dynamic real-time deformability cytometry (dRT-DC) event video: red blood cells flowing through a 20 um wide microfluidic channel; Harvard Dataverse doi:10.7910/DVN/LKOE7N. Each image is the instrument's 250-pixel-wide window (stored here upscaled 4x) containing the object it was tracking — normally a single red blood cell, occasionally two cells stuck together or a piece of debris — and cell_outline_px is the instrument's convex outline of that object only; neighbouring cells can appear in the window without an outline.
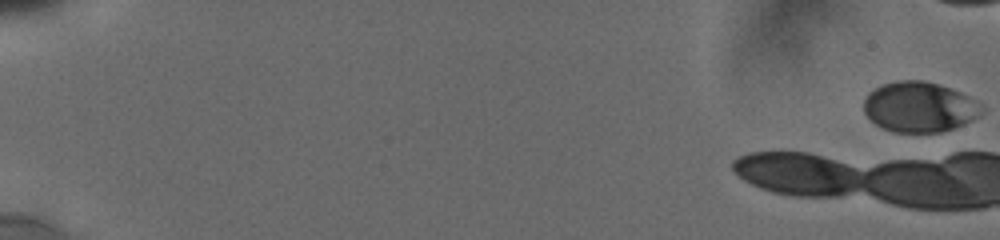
{"species": "human", "species_latin": "Homo sapiens", "temperature_condition": "cold", "stored_images_in_passage": 24, "camera_frame_rate_fps": 3000, "um_per_image_px": 0.085, "donor": {"sex": "male"}, "frame": {"image": 1, "passage_image": 1, "time_ms": 0.0, "image_size_px": [1000, 240], "cell_outline_px": [[980, 116], [964, 124], [940, 132], [892, 132], [876, 124], [864, 112], [864, 100], [868, 92], [872, 88], [880, 84], [900, 80], [920, 80], [936, 84], [960, 92], [976, 100], [980, 104]], "centroid_in_image_um": [78.11, 9.09], "position_along_channel_um": 6.9, "area_um2": 34.33}}